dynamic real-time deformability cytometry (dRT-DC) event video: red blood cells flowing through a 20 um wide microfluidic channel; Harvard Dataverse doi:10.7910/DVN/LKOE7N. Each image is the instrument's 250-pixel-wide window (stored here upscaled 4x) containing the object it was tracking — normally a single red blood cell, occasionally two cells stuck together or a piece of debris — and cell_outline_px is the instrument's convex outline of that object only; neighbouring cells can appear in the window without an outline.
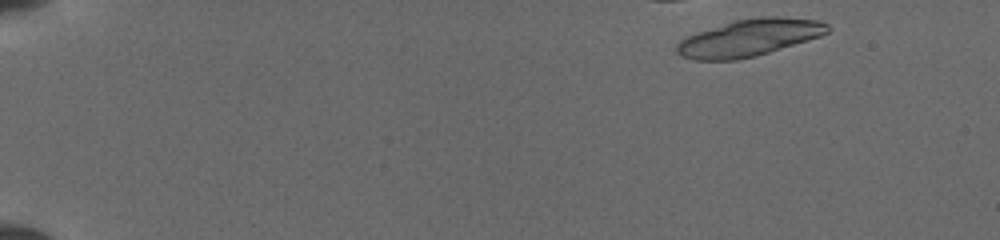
{"species": "common noctule bat (a hibernating species)", "species_latin": "Nyctalus noctula", "temperature_condition": "cold", "stored_images_in_passage": 17, "segment_of_instrument_passage": [1, 2], "camera_frame_rate_fps": 3000, "um_per_image_px": 0.085, "animal": {"sex": "female", "body_mass_g": 19.5, "forearm_length_mm": 54.1}, "frame": {"image": 1, "passage_image": 1, "time_ms": 0.0, "image_size_px": [1000, 240], "cell_outline_px": [[832, 28], [828, 32], [820, 36], [756, 56], [736, 60], [696, 60], [680, 56], [676, 52], [676, 44], [680, 40], [688, 36], [736, 20], [760, 16], [776, 16], [820, 20], [828, 24]], "centroid_in_image_um": [63.71, 3.21], "position_along_channel_um": 21.3, "area_um2": 32.25}}